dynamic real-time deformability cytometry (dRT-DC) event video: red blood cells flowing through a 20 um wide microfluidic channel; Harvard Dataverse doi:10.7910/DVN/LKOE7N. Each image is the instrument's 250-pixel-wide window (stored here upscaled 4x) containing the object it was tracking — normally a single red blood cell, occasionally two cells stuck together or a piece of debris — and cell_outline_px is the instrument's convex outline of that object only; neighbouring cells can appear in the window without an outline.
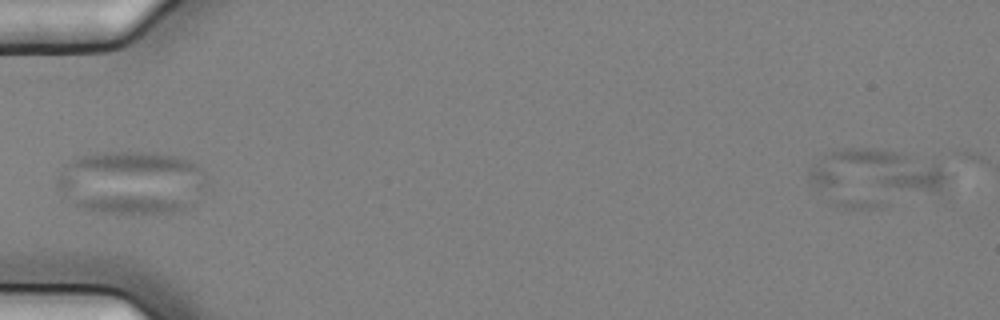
{"species": "common noctule bat (a hibernating species)", "species_latin": "Nyctalus noctula", "temperature_condition": "cold", "stored_images_in_passage": 3, "camera_frame_rate_fps": 3000, "um_per_image_px": 0.085, "animal": {"sex": "female", "body_mass_g": 25.1}, "frame": {"image": 1, "passage_image": 1, "time_ms": 0.0, "image_size_px": [1000, 320], "cell_outline_px": [[208, 176], [204, 192], [188, 208], [172, 212], [100, 212], [84, 208], [76, 204], [64, 196], [60, 188], [56, 176], [76, 156], [96, 152], [156, 152], [176, 156], [192, 160]], "centroid_in_image_um": [11.24, 15.47], "position_along_channel_um": 73.8, "area_um2": 55.26}}
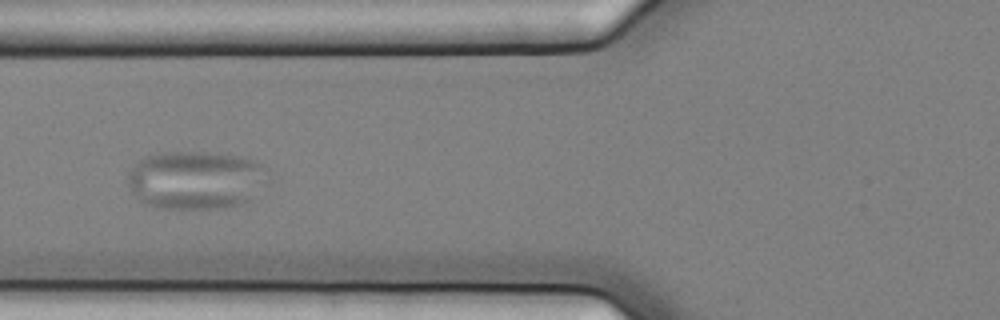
{"frame": {"image": 2, "passage_image": 2, "time_ms": 0.333, "image_size_px": [1000, 320], "cell_outline_px": [[264, 168], [248, 200], [244, 204], [216, 208], [160, 208], [148, 204], [140, 200], [132, 192], [128, 184], [128, 172], [144, 156], [156, 152], [208, 152], [248, 156], [260, 164]], "centroid_in_image_um": [16.5, 15.27], "position_along_channel_um": 109.3, "area_um2": 46.64}}